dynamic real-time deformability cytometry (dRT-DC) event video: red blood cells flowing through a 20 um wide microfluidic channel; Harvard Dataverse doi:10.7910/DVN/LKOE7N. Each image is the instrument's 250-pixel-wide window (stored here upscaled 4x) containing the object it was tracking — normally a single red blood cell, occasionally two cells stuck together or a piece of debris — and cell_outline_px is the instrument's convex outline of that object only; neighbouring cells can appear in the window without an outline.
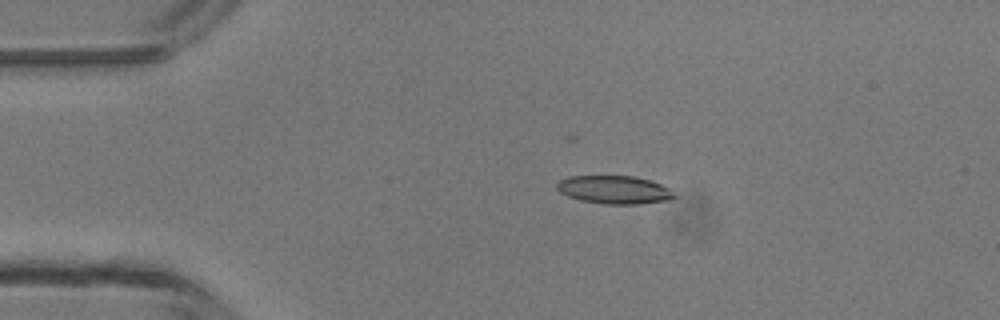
{"species": "common noctule bat (a hibernating species)", "species_latin": "Nyctalus noctula", "temperature_condition": "room temperature", "stored_images_in_passage": 5, "camera_frame_rate_fps": 3000, "um_per_image_px": 0.085, "animal": {"sex": "male", "body_mass_g": 13.3}, "frame": {"image": 1, "passage_image": 4, "time_ms": 3.333, "image_size_px": [1000, 320], "cell_outline_px": [[676, 196], [672, 200], [640, 204], [604, 204], [580, 200], [568, 196], [560, 192], [556, 188], [556, 184], [560, 180], [568, 176], [632, 176], [648, 180], [660, 184], [668, 188]], "centroid_in_image_um": [52.2, 16.14], "position_along_channel_um": 32.8, "area_um2": 19.25}}
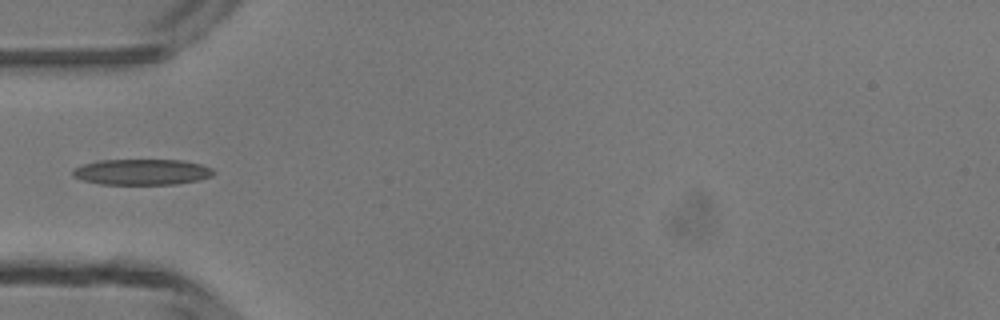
{"frame": {"image": 2, "passage_image": 5, "time_ms": 5.333, "image_size_px": [1000, 320], "cell_outline_px": [[216, 172], [212, 176], [200, 180], [176, 184], [100, 184], [84, 180], [72, 176], [72, 172], [76, 168], [84, 164], [96, 160], [184, 160], [200, 164], [212, 168]], "centroid_in_image_um": [12.1, 14.61], "position_along_channel_um": 72.9, "area_um2": 21.21}}